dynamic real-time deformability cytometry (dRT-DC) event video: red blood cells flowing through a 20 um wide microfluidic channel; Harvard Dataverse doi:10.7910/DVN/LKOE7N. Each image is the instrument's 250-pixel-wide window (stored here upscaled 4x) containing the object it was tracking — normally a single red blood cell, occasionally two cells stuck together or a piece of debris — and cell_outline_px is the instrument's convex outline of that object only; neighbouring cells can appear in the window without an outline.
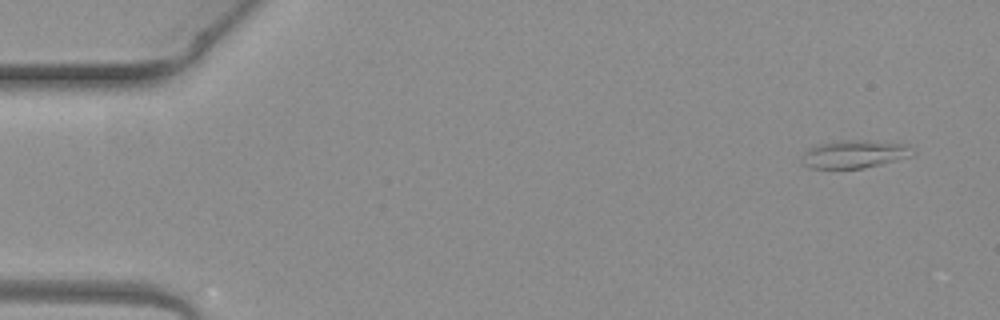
{"species": "common noctule bat (a hibernating species)", "species_latin": "Nyctalus noctula", "temperature_condition": "warm", "stored_images_in_passage": 5, "camera_frame_rate_fps": 3000, "um_per_image_px": 0.085, "animal": {"sex": "female", "body_mass_g": 19.3, "forearm_length_mm": 54.1}, "frame": {"image": 1, "passage_image": 1, "time_ms": 0.0, "image_size_px": [1000, 320], "cell_outline_px": [[916, 156], [864, 168], [808, 168], [800, 164], [800, 160], [804, 152], [808, 148], [820, 144], [844, 140], [868, 140], [908, 144], [916, 152]], "centroid_in_image_um": [72.67, 13.1], "position_along_channel_um": 12.3, "area_um2": 18.44}}
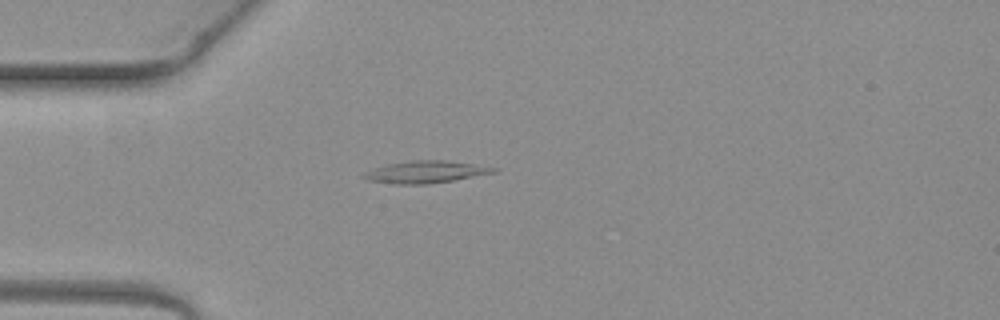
{"frame": {"image": 2, "passage_image": 4, "time_ms": 1.0, "image_size_px": [1000, 320], "cell_outline_px": [[500, 168], [496, 172], [452, 180], [428, 184], [396, 184], [368, 180], [360, 176], [364, 172], [388, 164], [412, 160], [444, 160]], "centroid_in_image_um": [36.16, 14.61], "position_along_channel_um": 48.8, "area_um2": 16.47}}